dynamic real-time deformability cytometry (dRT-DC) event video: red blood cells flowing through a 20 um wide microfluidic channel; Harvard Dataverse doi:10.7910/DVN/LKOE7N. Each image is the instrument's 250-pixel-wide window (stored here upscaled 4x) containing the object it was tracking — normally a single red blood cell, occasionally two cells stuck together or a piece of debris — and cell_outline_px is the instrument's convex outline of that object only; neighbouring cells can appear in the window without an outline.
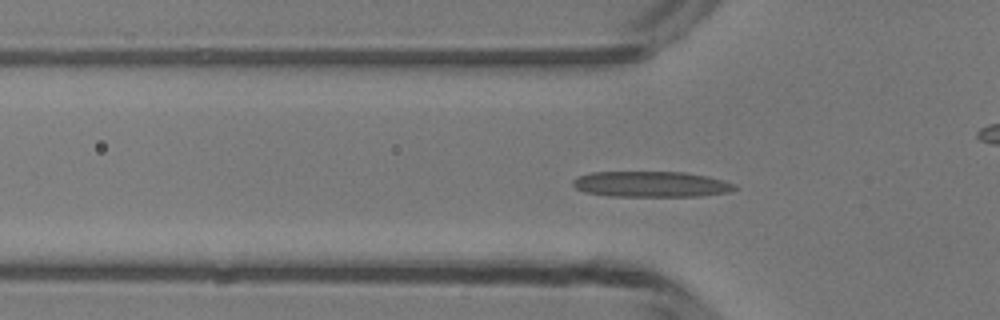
{"species": "common noctule bat (a hibernating species)", "species_latin": "Nyctalus noctula", "temperature_condition": "room temperature", "stored_images_in_passage": 49, "camera_frame_rate_fps": 3000, "um_per_image_px": 0.085, "animal": {"sex": "male", "body_mass_g": 13.3}, "frame": {"image": 1, "passage_image": 15, "time_ms": 4.667, "image_size_px": [1000, 320], "cell_outline_px": [[740, 188], [728, 192], [700, 196], [608, 196], [584, 192], [576, 188], [572, 184], [572, 180], [580, 176], [592, 172], [684, 172], [708, 176], [724, 180], [736, 184]], "centroid_in_image_um": [55.38, 15.66], "position_along_channel_um": 70.4, "area_um2": 24.39}}
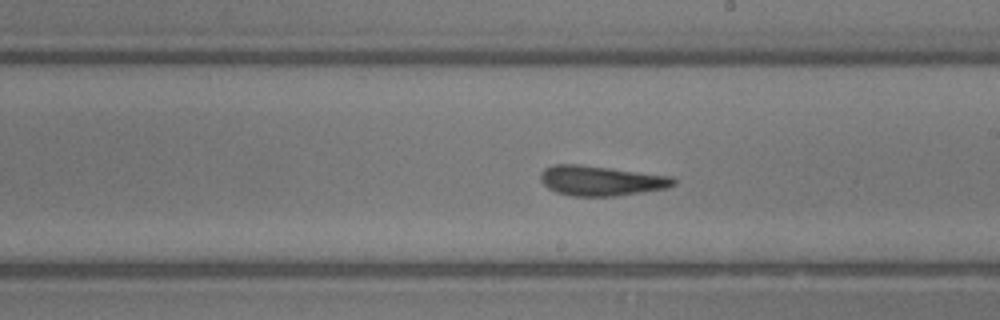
{"frame": {"image": 2, "passage_image": 27, "time_ms": 8.667, "image_size_px": [1000, 320], "cell_outline_px": [[676, 184], [668, 188], [612, 196], [572, 196], [556, 192], [548, 188], [540, 180], [540, 172], [544, 168], [552, 164], [580, 164], [672, 176], [676, 180]], "centroid_in_image_um": [51.06, 15.35], "position_along_channel_um": 237.9, "area_um2": 23.29}}
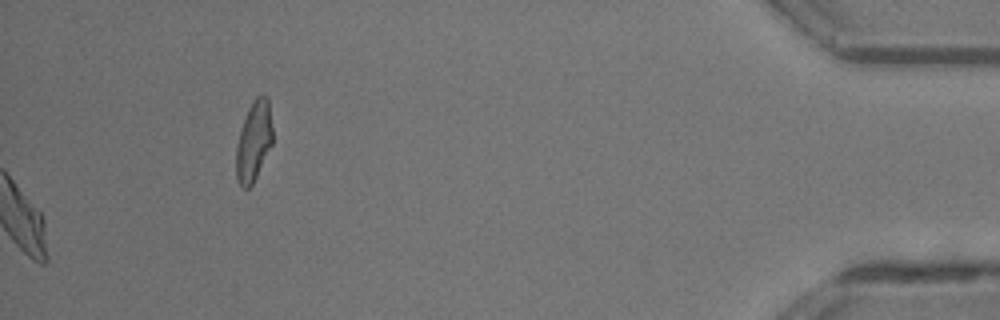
{"frame": {"image": 3, "passage_image": 49, "time_ms": 16.0, "image_size_px": [1000, 320], "cell_outline_px": [[272, 144], [252, 184], [248, 188], [244, 188], [240, 184], [236, 176], [236, 148], [240, 132], [248, 108], [256, 96], [268, 96], [272, 128]], "centroid_in_image_um": [21.57, 11.99], "position_along_channel_um": 413.6, "area_um2": 16.65}, "authors_computed_cell_mechanics": {"area_um2": 22.6576, "velocity_mm_per_s": 4.1677, "shape_relaxation_time_tau1_ms": 6.7912, "shape_relaxation_time_tau2_ms": 2.4082, "deformation_change_tau1": 0.2204, "deformation_change_tau2": 0.0964}}